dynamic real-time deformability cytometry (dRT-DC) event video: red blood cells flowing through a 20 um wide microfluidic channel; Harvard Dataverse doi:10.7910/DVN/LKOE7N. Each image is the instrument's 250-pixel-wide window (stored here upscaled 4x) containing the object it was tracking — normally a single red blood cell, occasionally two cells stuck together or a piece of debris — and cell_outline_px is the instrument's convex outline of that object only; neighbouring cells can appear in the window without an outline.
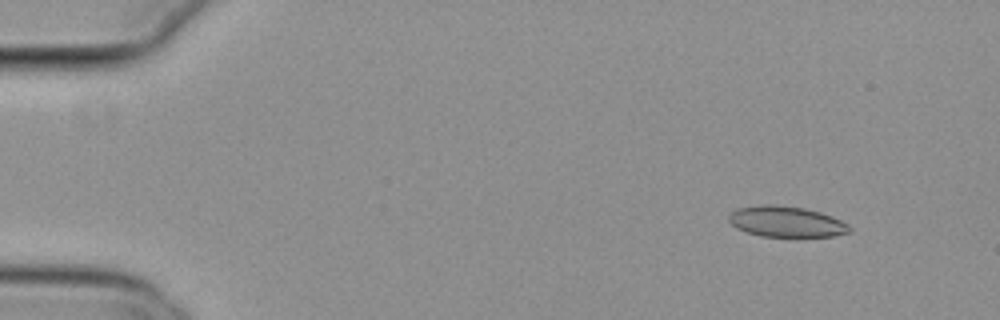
{"species": "common noctule bat (a hibernating species)", "species_latin": "Nyctalus noctula", "temperature_condition": "cold", "stored_images_in_passage": 50, "camera_frame_rate_fps": 3000, "um_per_image_px": 0.085, "animal": {"sex": "female", "body_mass_g": 29.2, "forearm_length_mm": 56.3}, "frame": {"image": 1, "passage_image": 1, "time_ms": 0.0, "image_size_px": [1000, 320], "cell_outline_px": [[852, 232], [832, 236], [760, 236], [736, 228], [728, 220], [728, 216], [736, 208], [760, 204], [772, 204], [804, 208], [820, 212], [832, 216], [848, 224], [852, 228]], "centroid_in_image_um": [66.83, 18.83], "position_along_channel_um": 18.2, "area_um2": 21.68}}
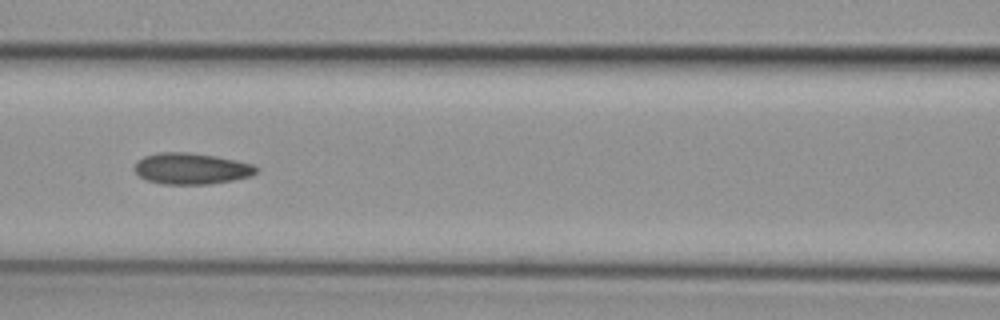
{"frame": {"image": 2, "passage_image": 20, "time_ms": 6.333, "image_size_px": [1000, 320], "cell_outline_px": [[260, 168], [252, 176], [232, 180], [208, 184], [160, 184], [148, 180], [140, 176], [132, 168], [136, 160], [144, 156], [160, 152], [188, 152], [216, 156], [236, 160], [252, 164]], "centroid_in_image_um": [16.25, 14.32], "position_along_channel_um": 150.4, "area_um2": 22.31}}
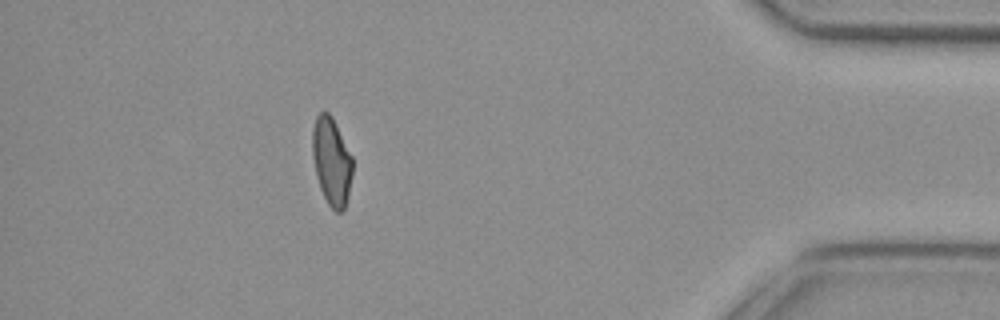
{"frame": {"image": 3, "passage_image": 44, "time_ms": 14.333, "image_size_px": [1000, 320], "cell_outline_px": [[352, 176], [348, 196], [344, 208], [340, 212], [336, 212], [328, 204], [320, 188], [316, 176], [312, 156], [312, 128], [316, 116], [320, 112], [328, 112], [332, 116], [352, 156]], "centroid_in_image_um": [28.17, 13.7], "position_along_channel_um": 407.0, "area_um2": 20.58}, "authors_computed_cell_mechanics": {"area_um2": 21.675, "velocity_mm_per_s": 3.8193, "shape_relaxation_time_tau1_ms": 11.3462, "shape_relaxation_time_tau2_ms": 2.8353, "deformation_change_tau1": 0.1937, "deformation_change_tau2": 0.0743}}